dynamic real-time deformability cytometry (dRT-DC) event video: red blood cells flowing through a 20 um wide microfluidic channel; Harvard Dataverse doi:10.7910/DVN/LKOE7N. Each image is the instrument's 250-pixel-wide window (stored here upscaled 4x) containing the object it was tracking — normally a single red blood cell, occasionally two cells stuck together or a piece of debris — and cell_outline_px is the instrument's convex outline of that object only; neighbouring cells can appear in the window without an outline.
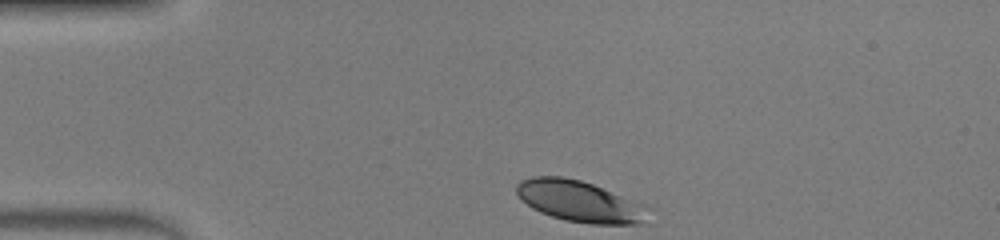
{"species": "human", "species_latin": "Homo sapiens", "temperature_condition": "warm", "stored_images_in_passage": 32, "camera_frame_rate_fps": 3000, "um_per_image_px": 0.085, "donor": {"sex": "male"}, "frame": {"image": 1, "passage_image": 1, "time_ms": 0.0, "image_size_px": [1000, 240], "cell_outline_px": [[656, 208], [640, 224], [592, 224], [564, 220], [540, 212], [532, 208], [520, 200], [516, 192], [516, 184], [520, 180], [532, 176], [560, 176], [580, 180], [592, 184]], "centroid_in_image_um": [49.31, 17.12], "position_along_channel_um": 35.7, "area_um2": 32.08}}
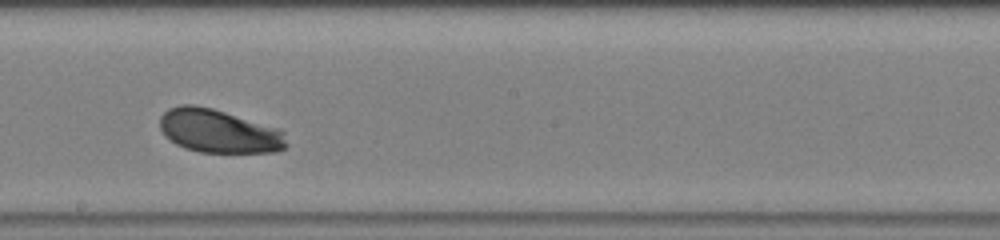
{"frame": {"image": 2, "passage_image": 18, "time_ms": 5.667, "image_size_px": [1000, 240], "cell_outline_px": [[288, 144], [284, 148], [276, 152], [200, 152], [184, 148], [176, 144], [164, 136], [160, 128], [160, 116], [168, 108], [180, 104], [192, 104], [212, 108], [280, 128], [284, 132]], "centroid_in_image_um": [18.59, 11.14], "position_along_channel_um": 229.6, "area_um2": 32.37}}
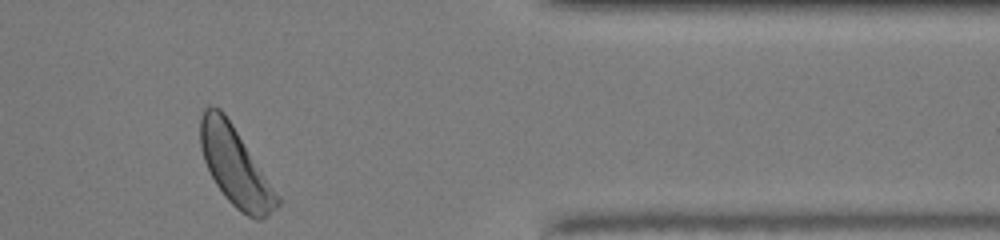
{"frame": {"image": 3, "passage_image": 31, "time_ms": 10.0, "image_size_px": [1000, 240], "cell_outline_px": [[280, 204], [268, 216], [260, 220], [256, 220], [240, 212], [224, 196], [216, 184], [204, 160], [200, 148], [200, 116], [204, 108], [208, 104], [212, 104], [220, 108], [224, 112], [280, 196]], "centroid_in_image_um": [19.99, 14.13], "position_along_channel_um": 391.4, "area_um2": 35.14}, "authors_computed_cell_mechanics": {"area_um2": 31.7611, "velocity_mm_per_s": 4.2535, "shape_relaxation_time_tau1_ms": 1.7738, "shape_relaxation_time_tau2_ms": null, "deformation_change_tau1": 0.1051, "deformation_change_tau2": null}}